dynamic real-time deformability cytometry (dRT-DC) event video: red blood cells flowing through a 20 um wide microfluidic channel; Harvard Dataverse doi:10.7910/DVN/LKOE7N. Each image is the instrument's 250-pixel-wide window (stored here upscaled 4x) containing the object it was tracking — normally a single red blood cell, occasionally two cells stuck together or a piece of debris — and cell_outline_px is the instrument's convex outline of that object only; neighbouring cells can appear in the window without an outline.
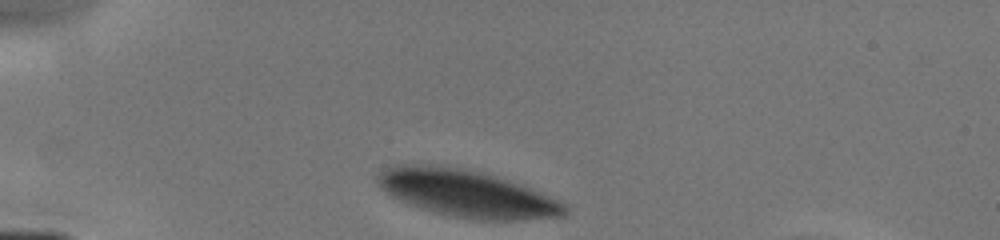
{"species": "human", "species_latin": "Homo sapiens", "temperature_condition": "cold", "stored_images_in_passage": 29, "camera_frame_rate_fps": 3000, "um_per_image_px": 0.085, "donor": {"sex": "male"}, "frame": {"image": 1, "passage_image": 1, "time_ms": 0.0, "image_size_px": [1000, 240], "cell_outline_px": [[568, 212], [564, 216], [524, 220], [472, 220], [432, 212], [420, 208], [392, 196], [380, 188], [376, 184], [376, 176], [380, 172], [396, 164], [428, 164], [460, 168], [492, 176], [528, 188], [548, 196], [564, 204], [568, 208]], "centroid_in_image_um": [39.62, 16.46], "position_along_channel_um": 45.4, "area_um2": 50.69}}
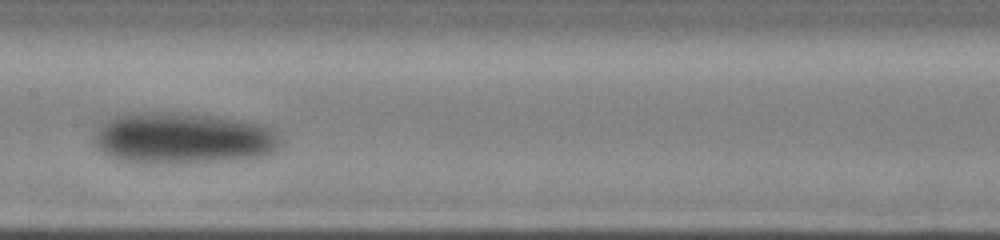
{"frame": {"image": 2, "passage_image": 15, "time_ms": 4.333, "image_size_px": [1000, 240], "cell_outline_px": [[284, 140], [272, 152], [264, 156], [228, 160], [176, 164], [140, 164], [120, 160], [104, 152], [96, 144], [96, 128], [100, 120], [124, 112], [180, 112], [216, 116], [240, 120], [260, 124], [272, 128]], "centroid_in_image_um": [15.52, 11.74], "position_along_channel_um": 191.9, "area_um2": 56.88}}
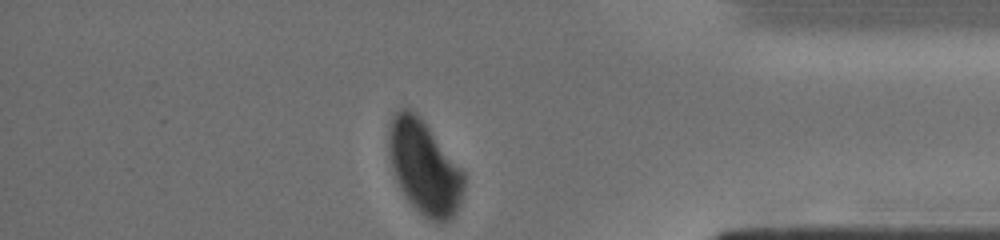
{"frame": {"image": 3, "passage_image": 29, "time_ms": 9.667, "image_size_px": [1000, 240], "cell_outline_px": [[464, 188], [456, 212], [448, 220], [428, 220], [404, 196], [396, 180], [388, 156], [388, 128], [392, 116], [404, 104], [416, 112], [420, 116], [464, 172]], "centroid_in_image_um": [36.02, 14.16], "position_along_channel_um": 399.2, "area_um2": 40.98}}